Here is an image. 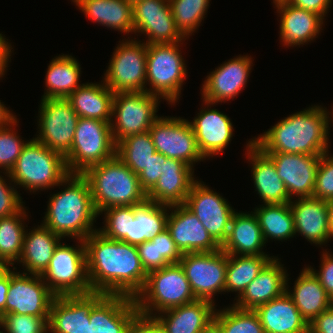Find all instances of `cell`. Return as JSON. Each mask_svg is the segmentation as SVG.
Wrapping results in <instances>:
<instances>
[{
    "instance_id": "28",
    "label": "cell",
    "mask_w": 333,
    "mask_h": 333,
    "mask_svg": "<svg viewBox=\"0 0 333 333\" xmlns=\"http://www.w3.org/2000/svg\"><path fill=\"white\" fill-rule=\"evenodd\" d=\"M246 149V157L249 159V164H252L254 190L257 191L261 201L263 200L264 204L289 203L291 199L273 161L253 144V139L248 140Z\"/></svg>"
},
{
    "instance_id": "57",
    "label": "cell",
    "mask_w": 333,
    "mask_h": 333,
    "mask_svg": "<svg viewBox=\"0 0 333 333\" xmlns=\"http://www.w3.org/2000/svg\"><path fill=\"white\" fill-rule=\"evenodd\" d=\"M10 287V269L0 277V318L6 315V301Z\"/></svg>"
},
{
    "instance_id": "35",
    "label": "cell",
    "mask_w": 333,
    "mask_h": 333,
    "mask_svg": "<svg viewBox=\"0 0 333 333\" xmlns=\"http://www.w3.org/2000/svg\"><path fill=\"white\" fill-rule=\"evenodd\" d=\"M101 82L82 83L67 99L79 117L111 123L114 93Z\"/></svg>"
},
{
    "instance_id": "60",
    "label": "cell",
    "mask_w": 333,
    "mask_h": 333,
    "mask_svg": "<svg viewBox=\"0 0 333 333\" xmlns=\"http://www.w3.org/2000/svg\"><path fill=\"white\" fill-rule=\"evenodd\" d=\"M328 212H329V227L330 233L333 238V200L327 201Z\"/></svg>"
},
{
    "instance_id": "21",
    "label": "cell",
    "mask_w": 333,
    "mask_h": 333,
    "mask_svg": "<svg viewBox=\"0 0 333 333\" xmlns=\"http://www.w3.org/2000/svg\"><path fill=\"white\" fill-rule=\"evenodd\" d=\"M275 164L289 198L313 197L316 172L321 156L290 153H265Z\"/></svg>"
},
{
    "instance_id": "40",
    "label": "cell",
    "mask_w": 333,
    "mask_h": 333,
    "mask_svg": "<svg viewBox=\"0 0 333 333\" xmlns=\"http://www.w3.org/2000/svg\"><path fill=\"white\" fill-rule=\"evenodd\" d=\"M24 206L18 213L0 218V260L13 267L23 251L25 222L28 215ZM27 216V217H26ZM23 221V223H22Z\"/></svg>"
},
{
    "instance_id": "63",
    "label": "cell",
    "mask_w": 333,
    "mask_h": 333,
    "mask_svg": "<svg viewBox=\"0 0 333 333\" xmlns=\"http://www.w3.org/2000/svg\"><path fill=\"white\" fill-rule=\"evenodd\" d=\"M126 1H130L132 4L138 0H126Z\"/></svg>"
},
{
    "instance_id": "32",
    "label": "cell",
    "mask_w": 333,
    "mask_h": 333,
    "mask_svg": "<svg viewBox=\"0 0 333 333\" xmlns=\"http://www.w3.org/2000/svg\"><path fill=\"white\" fill-rule=\"evenodd\" d=\"M63 238L40 224L25 232L23 251L18 261L24 273L42 275L47 269L53 253Z\"/></svg>"
},
{
    "instance_id": "10",
    "label": "cell",
    "mask_w": 333,
    "mask_h": 333,
    "mask_svg": "<svg viewBox=\"0 0 333 333\" xmlns=\"http://www.w3.org/2000/svg\"><path fill=\"white\" fill-rule=\"evenodd\" d=\"M160 99L147 92L114 93L110 123L114 143L117 144L127 136L148 131L159 118L156 113Z\"/></svg>"
},
{
    "instance_id": "34",
    "label": "cell",
    "mask_w": 333,
    "mask_h": 333,
    "mask_svg": "<svg viewBox=\"0 0 333 333\" xmlns=\"http://www.w3.org/2000/svg\"><path fill=\"white\" fill-rule=\"evenodd\" d=\"M170 206L150 200L130 206V227L121 241L138 245L150 240L167 228Z\"/></svg>"
},
{
    "instance_id": "30",
    "label": "cell",
    "mask_w": 333,
    "mask_h": 333,
    "mask_svg": "<svg viewBox=\"0 0 333 333\" xmlns=\"http://www.w3.org/2000/svg\"><path fill=\"white\" fill-rule=\"evenodd\" d=\"M265 244L255 213L235 211L230 221L227 239L221 249L232 255H268L263 251Z\"/></svg>"
},
{
    "instance_id": "4",
    "label": "cell",
    "mask_w": 333,
    "mask_h": 333,
    "mask_svg": "<svg viewBox=\"0 0 333 333\" xmlns=\"http://www.w3.org/2000/svg\"><path fill=\"white\" fill-rule=\"evenodd\" d=\"M82 175L89 183L98 215L111 207L133 206L147 199L138 175L116 155L110 160L89 167Z\"/></svg>"
},
{
    "instance_id": "56",
    "label": "cell",
    "mask_w": 333,
    "mask_h": 333,
    "mask_svg": "<svg viewBox=\"0 0 333 333\" xmlns=\"http://www.w3.org/2000/svg\"><path fill=\"white\" fill-rule=\"evenodd\" d=\"M12 49L11 43L0 33V78L4 77L8 63L11 62Z\"/></svg>"
},
{
    "instance_id": "55",
    "label": "cell",
    "mask_w": 333,
    "mask_h": 333,
    "mask_svg": "<svg viewBox=\"0 0 333 333\" xmlns=\"http://www.w3.org/2000/svg\"><path fill=\"white\" fill-rule=\"evenodd\" d=\"M309 333H333V309L331 307L309 323Z\"/></svg>"
},
{
    "instance_id": "43",
    "label": "cell",
    "mask_w": 333,
    "mask_h": 333,
    "mask_svg": "<svg viewBox=\"0 0 333 333\" xmlns=\"http://www.w3.org/2000/svg\"><path fill=\"white\" fill-rule=\"evenodd\" d=\"M211 0H169L176 27L189 38L207 14Z\"/></svg>"
},
{
    "instance_id": "38",
    "label": "cell",
    "mask_w": 333,
    "mask_h": 333,
    "mask_svg": "<svg viewBox=\"0 0 333 333\" xmlns=\"http://www.w3.org/2000/svg\"><path fill=\"white\" fill-rule=\"evenodd\" d=\"M259 206L253 212L258 218L265 243L268 239L284 241L296 235L289 203Z\"/></svg>"
},
{
    "instance_id": "48",
    "label": "cell",
    "mask_w": 333,
    "mask_h": 333,
    "mask_svg": "<svg viewBox=\"0 0 333 333\" xmlns=\"http://www.w3.org/2000/svg\"><path fill=\"white\" fill-rule=\"evenodd\" d=\"M0 173L4 174L5 172L0 171ZM4 175L6 177L0 174V218L16 214L24 207L23 198L10 179L9 173ZM7 177L8 179H5ZM7 181L9 182L8 184L6 183Z\"/></svg>"
},
{
    "instance_id": "41",
    "label": "cell",
    "mask_w": 333,
    "mask_h": 333,
    "mask_svg": "<svg viewBox=\"0 0 333 333\" xmlns=\"http://www.w3.org/2000/svg\"><path fill=\"white\" fill-rule=\"evenodd\" d=\"M155 153L149 130L127 136L116 144V156L136 175L145 169Z\"/></svg>"
},
{
    "instance_id": "49",
    "label": "cell",
    "mask_w": 333,
    "mask_h": 333,
    "mask_svg": "<svg viewBox=\"0 0 333 333\" xmlns=\"http://www.w3.org/2000/svg\"><path fill=\"white\" fill-rule=\"evenodd\" d=\"M150 241L156 242L157 270L169 264L180 262L183 254L178 249L167 228L155 237H152Z\"/></svg>"
},
{
    "instance_id": "19",
    "label": "cell",
    "mask_w": 333,
    "mask_h": 333,
    "mask_svg": "<svg viewBox=\"0 0 333 333\" xmlns=\"http://www.w3.org/2000/svg\"><path fill=\"white\" fill-rule=\"evenodd\" d=\"M249 55H239L215 68L202 84V98L214 105L230 101L246 87L253 63Z\"/></svg>"
},
{
    "instance_id": "29",
    "label": "cell",
    "mask_w": 333,
    "mask_h": 333,
    "mask_svg": "<svg viewBox=\"0 0 333 333\" xmlns=\"http://www.w3.org/2000/svg\"><path fill=\"white\" fill-rule=\"evenodd\" d=\"M254 311L259 316L264 333H309V323L286 292Z\"/></svg>"
},
{
    "instance_id": "64",
    "label": "cell",
    "mask_w": 333,
    "mask_h": 333,
    "mask_svg": "<svg viewBox=\"0 0 333 333\" xmlns=\"http://www.w3.org/2000/svg\"><path fill=\"white\" fill-rule=\"evenodd\" d=\"M330 307L333 309V300L331 301V306Z\"/></svg>"
},
{
    "instance_id": "9",
    "label": "cell",
    "mask_w": 333,
    "mask_h": 333,
    "mask_svg": "<svg viewBox=\"0 0 333 333\" xmlns=\"http://www.w3.org/2000/svg\"><path fill=\"white\" fill-rule=\"evenodd\" d=\"M76 246L60 242L41 275L56 296L92 292L87 278L84 240L78 239Z\"/></svg>"
},
{
    "instance_id": "31",
    "label": "cell",
    "mask_w": 333,
    "mask_h": 333,
    "mask_svg": "<svg viewBox=\"0 0 333 333\" xmlns=\"http://www.w3.org/2000/svg\"><path fill=\"white\" fill-rule=\"evenodd\" d=\"M215 303L195 300L163 311L154 317L165 333H200L214 319Z\"/></svg>"
},
{
    "instance_id": "11",
    "label": "cell",
    "mask_w": 333,
    "mask_h": 333,
    "mask_svg": "<svg viewBox=\"0 0 333 333\" xmlns=\"http://www.w3.org/2000/svg\"><path fill=\"white\" fill-rule=\"evenodd\" d=\"M128 39L119 41L104 73L103 82L113 93L146 92L147 45Z\"/></svg>"
},
{
    "instance_id": "24",
    "label": "cell",
    "mask_w": 333,
    "mask_h": 333,
    "mask_svg": "<svg viewBox=\"0 0 333 333\" xmlns=\"http://www.w3.org/2000/svg\"><path fill=\"white\" fill-rule=\"evenodd\" d=\"M295 234L311 244L322 246L331 239L327 201L314 197L298 198L289 202Z\"/></svg>"
},
{
    "instance_id": "25",
    "label": "cell",
    "mask_w": 333,
    "mask_h": 333,
    "mask_svg": "<svg viewBox=\"0 0 333 333\" xmlns=\"http://www.w3.org/2000/svg\"><path fill=\"white\" fill-rule=\"evenodd\" d=\"M279 260V261H278ZM278 257L272 258L258 276L234 299L233 306L255 310L258 306L281 296L286 291L287 270Z\"/></svg>"
},
{
    "instance_id": "54",
    "label": "cell",
    "mask_w": 333,
    "mask_h": 333,
    "mask_svg": "<svg viewBox=\"0 0 333 333\" xmlns=\"http://www.w3.org/2000/svg\"><path fill=\"white\" fill-rule=\"evenodd\" d=\"M288 4L319 15L323 20L332 6V0H285Z\"/></svg>"
},
{
    "instance_id": "7",
    "label": "cell",
    "mask_w": 333,
    "mask_h": 333,
    "mask_svg": "<svg viewBox=\"0 0 333 333\" xmlns=\"http://www.w3.org/2000/svg\"><path fill=\"white\" fill-rule=\"evenodd\" d=\"M183 42L147 45L146 92L174 105L181 97L187 78L185 59L180 45ZM180 48V50H179Z\"/></svg>"
},
{
    "instance_id": "59",
    "label": "cell",
    "mask_w": 333,
    "mask_h": 333,
    "mask_svg": "<svg viewBox=\"0 0 333 333\" xmlns=\"http://www.w3.org/2000/svg\"><path fill=\"white\" fill-rule=\"evenodd\" d=\"M200 333H223L221 327L213 320Z\"/></svg>"
},
{
    "instance_id": "6",
    "label": "cell",
    "mask_w": 333,
    "mask_h": 333,
    "mask_svg": "<svg viewBox=\"0 0 333 333\" xmlns=\"http://www.w3.org/2000/svg\"><path fill=\"white\" fill-rule=\"evenodd\" d=\"M195 300L180 263L149 272L143 290L135 297L138 312L153 317Z\"/></svg>"
},
{
    "instance_id": "44",
    "label": "cell",
    "mask_w": 333,
    "mask_h": 333,
    "mask_svg": "<svg viewBox=\"0 0 333 333\" xmlns=\"http://www.w3.org/2000/svg\"><path fill=\"white\" fill-rule=\"evenodd\" d=\"M17 123L19 121L16 118L9 125L0 128V169L4 170L5 173L12 170L23 148L30 141L22 140L18 132L15 131L16 129L13 127L18 126Z\"/></svg>"
},
{
    "instance_id": "13",
    "label": "cell",
    "mask_w": 333,
    "mask_h": 333,
    "mask_svg": "<svg viewBox=\"0 0 333 333\" xmlns=\"http://www.w3.org/2000/svg\"><path fill=\"white\" fill-rule=\"evenodd\" d=\"M227 262L228 254L222 249L183 254L179 263L196 299L214 303V296L225 292Z\"/></svg>"
},
{
    "instance_id": "3",
    "label": "cell",
    "mask_w": 333,
    "mask_h": 333,
    "mask_svg": "<svg viewBox=\"0 0 333 333\" xmlns=\"http://www.w3.org/2000/svg\"><path fill=\"white\" fill-rule=\"evenodd\" d=\"M64 190L50 195L42 225L63 239L85 240L98 231L94 222L99 216L92 200L88 181L82 174H69Z\"/></svg>"
},
{
    "instance_id": "27",
    "label": "cell",
    "mask_w": 333,
    "mask_h": 333,
    "mask_svg": "<svg viewBox=\"0 0 333 333\" xmlns=\"http://www.w3.org/2000/svg\"><path fill=\"white\" fill-rule=\"evenodd\" d=\"M195 181L192 167L180 160L167 158L163 173L146 194L147 200L168 206L184 204Z\"/></svg>"
},
{
    "instance_id": "47",
    "label": "cell",
    "mask_w": 333,
    "mask_h": 333,
    "mask_svg": "<svg viewBox=\"0 0 333 333\" xmlns=\"http://www.w3.org/2000/svg\"><path fill=\"white\" fill-rule=\"evenodd\" d=\"M313 197L324 201L333 200V154H329V151L320 157Z\"/></svg>"
},
{
    "instance_id": "17",
    "label": "cell",
    "mask_w": 333,
    "mask_h": 333,
    "mask_svg": "<svg viewBox=\"0 0 333 333\" xmlns=\"http://www.w3.org/2000/svg\"><path fill=\"white\" fill-rule=\"evenodd\" d=\"M133 34H145L146 45L183 42L187 38L176 27L169 0H138L132 4Z\"/></svg>"
},
{
    "instance_id": "12",
    "label": "cell",
    "mask_w": 333,
    "mask_h": 333,
    "mask_svg": "<svg viewBox=\"0 0 333 333\" xmlns=\"http://www.w3.org/2000/svg\"><path fill=\"white\" fill-rule=\"evenodd\" d=\"M38 113L39 134L34 139L65 157L70 152L79 119L70 101L41 98Z\"/></svg>"
},
{
    "instance_id": "39",
    "label": "cell",
    "mask_w": 333,
    "mask_h": 333,
    "mask_svg": "<svg viewBox=\"0 0 333 333\" xmlns=\"http://www.w3.org/2000/svg\"><path fill=\"white\" fill-rule=\"evenodd\" d=\"M275 256L228 254L225 278V292H237L239 297L244 289L258 276L264 266Z\"/></svg>"
},
{
    "instance_id": "22",
    "label": "cell",
    "mask_w": 333,
    "mask_h": 333,
    "mask_svg": "<svg viewBox=\"0 0 333 333\" xmlns=\"http://www.w3.org/2000/svg\"><path fill=\"white\" fill-rule=\"evenodd\" d=\"M202 101L205 106L189 122L193 128L199 152L206 159L224 153L234 136V129L228 115L212 109L214 105L211 102Z\"/></svg>"
},
{
    "instance_id": "33",
    "label": "cell",
    "mask_w": 333,
    "mask_h": 333,
    "mask_svg": "<svg viewBox=\"0 0 333 333\" xmlns=\"http://www.w3.org/2000/svg\"><path fill=\"white\" fill-rule=\"evenodd\" d=\"M288 276L285 292L308 323L330 308L332 299L327 295L320 281L306 266L302 272L300 271L292 290L289 289Z\"/></svg>"
},
{
    "instance_id": "52",
    "label": "cell",
    "mask_w": 333,
    "mask_h": 333,
    "mask_svg": "<svg viewBox=\"0 0 333 333\" xmlns=\"http://www.w3.org/2000/svg\"><path fill=\"white\" fill-rule=\"evenodd\" d=\"M128 333H165V331L155 317L138 313L132 319Z\"/></svg>"
},
{
    "instance_id": "8",
    "label": "cell",
    "mask_w": 333,
    "mask_h": 333,
    "mask_svg": "<svg viewBox=\"0 0 333 333\" xmlns=\"http://www.w3.org/2000/svg\"><path fill=\"white\" fill-rule=\"evenodd\" d=\"M116 155L111 125L98 119L79 117L70 152L65 156L70 174H82L89 167Z\"/></svg>"
},
{
    "instance_id": "46",
    "label": "cell",
    "mask_w": 333,
    "mask_h": 333,
    "mask_svg": "<svg viewBox=\"0 0 333 333\" xmlns=\"http://www.w3.org/2000/svg\"><path fill=\"white\" fill-rule=\"evenodd\" d=\"M48 319L34 315L10 313L0 318V328L5 333H48Z\"/></svg>"
},
{
    "instance_id": "2",
    "label": "cell",
    "mask_w": 333,
    "mask_h": 333,
    "mask_svg": "<svg viewBox=\"0 0 333 333\" xmlns=\"http://www.w3.org/2000/svg\"><path fill=\"white\" fill-rule=\"evenodd\" d=\"M329 111L311 105L285 117L258 137L253 144L263 153L321 156L329 151Z\"/></svg>"
},
{
    "instance_id": "50",
    "label": "cell",
    "mask_w": 333,
    "mask_h": 333,
    "mask_svg": "<svg viewBox=\"0 0 333 333\" xmlns=\"http://www.w3.org/2000/svg\"><path fill=\"white\" fill-rule=\"evenodd\" d=\"M166 159L165 155L156 152L145 169L138 174L140 186L146 194L155 186L160 175L163 173Z\"/></svg>"
},
{
    "instance_id": "26",
    "label": "cell",
    "mask_w": 333,
    "mask_h": 333,
    "mask_svg": "<svg viewBox=\"0 0 333 333\" xmlns=\"http://www.w3.org/2000/svg\"><path fill=\"white\" fill-rule=\"evenodd\" d=\"M138 313L134 298L105 294L90 311L91 333H128Z\"/></svg>"
},
{
    "instance_id": "15",
    "label": "cell",
    "mask_w": 333,
    "mask_h": 333,
    "mask_svg": "<svg viewBox=\"0 0 333 333\" xmlns=\"http://www.w3.org/2000/svg\"><path fill=\"white\" fill-rule=\"evenodd\" d=\"M10 268V287L6 301V314L34 315L49 319L50 307L56 295L41 275L15 272Z\"/></svg>"
},
{
    "instance_id": "18",
    "label": "cell",
    "mask_w": 333,
    "mask_h": 333,
    "mask_svg": "<svg viewBox=\"0 0 333 333\" xmlns=\"http://www.w3.org/2000/svg\"><path fill=\"white\" fill-rule=\"evenodd\" d=\"M102 292L56 296L50 307L48 333H91L90 311Z\"/></svg>"
},
{
    "instance_id": "45",
    "label": "cell",
    "mask_w": 333,
    "mask_h": 333,
    "mask_svg": "<svg viewBox=\"0 0 333 333\" xmlns=\"http://www.w3.org/2000/svg\"><path fill=\"white\" fill-rule=\"evenodd\" d=\"M104 212V213H103ZM104 226L98 228V232L111 240H122L129 234L130 206L111 207L103 210Z\"/></svg>"
},
{
    "instance_id": "14",
    "label": "cell",
    "mask_w": 333,
    "mask_h": 333,
    "mask_svg": "<svg viewBox=\"0 0 333 333\" xmlns=\"http://www.w3.org/2000/svg\"><path fill=\"white\" fill-rule=\"evenodd\" d=\"M156 152L177 159L194 168L206 160L199 152L189 120L182 117L159 116L149 129Z\"/></svg>"
},
{
    "instance_id": "20",
    "label": "cell",
    "mask_w": 333,
    "mask_h": 333,
    "mask_svg": "<svg viewBox=\"0 0 333 333\" xmlns=\"http://www.w3.org/2000/svg\"><path fill=\"white\" fill-rule=\"evenodd\" d=\"M170 211L167 229L182 254L214 252L221 249L198 217L184 204L172 205Z\"/></svg>"
},
{
    "instance_id": "5",
    "label": "cell",
    "mask_w": 333,
    "mask_h": 333,
    "mask_svg": "<svg viewBox=\"0 0 333 333\" xmlns=\"http://www.w3.org/2000/svg\"><path fill=\"white\" fill-rule=\"evenodd\" d=\"M69 174L65 157L36 141L34 137L23 148L9 172L17 188L22 187L33 194L38 190L64 186V180Z\"/></svg>"
},
{
    "instance_id": "53",
    "label": "cell",
    "mask_w": 333,
    "mask_h": 333,
    "mask_svg": "<svg viewBox=\"0 0 333 333\" xmlns=\"http://www.w3.org/2000/svg\"><path fill=\"white\" fill-rule=\"evenodd\" d=\"M139 257L143 268L148 274L151 271L157 270V250L156 242L150 240L137 245Z\"/></svg>"
},
{
    "instance_id": "51",
    "label": "cell",
    "mask_w": 333,
    "mask_h": 333,
    "mask_svg": "<svg viewBox=\"0 0 333 333\" xmlns=\"http://www.w3.org/2000/svg\"><path fill=\"white\" fill-rule=\"evenodd\" d=\"M322 253V260L319 266L321 269L317 271L311 266H307V268L320 281L327 295L333 300V254L329 253L327 249L323 250Z\"/></svg>"
},
{
    "instance_id": "37",
    "label": "cell",
    "mask_w": 333,
    "mask_h": 333,
    "mask_svg": "<svg viewBox=\"0 0 333 333\" xmlns=\"http://www.w3.org/2000/svg\"><path fill=\"white\" fill-rule=\"evenodd\" d=\"M81 65L71 55H58L54 57L45 76V92L42 99L67 98L79 88Z\"/></svg>"
},
{
    "instance_id": "58",
    "label": "cell",
    "mask_w": 333,
    "mask_h": 333,
    "mask_svg": "<svg viewBox=\"0 0 333 333\" xmlns=\"http://www.w3.org/2000/svg\"><path fill=\"white\" fill-rule=\"evenodd\" d=\"M0 100V128L9 125L17 117Z\"/></svg>"
},
{
    "instance_id": "1",
    "label": "cell",
    "mask_w": 333,
    "mask_h": 333,
    "mask_svg": "<svg viewBox=\"0 0 333 333\" xmlns=\"http://www.w3.org/2000/svg\"><path fill=\"white\" fill-rule=\"evenodd\" d=\"M84 244L91 291L135 299L147 280L137 246L108 239L98 231L89 235Z\"/></svg>"
},
{
    "instance_id": "42",
    "label": "cell",
    "mask_w": 333,
    "mask_h": 333,
    "mask_svg": "<svg viewBox=\"0 0 333 333\" xmlns=\"http://www.w3.org/2000/svg\"><path fill=\"white\" fill-rule=\"evenodd\" d=\"M223 333H264L258 314L254 310H245L229 305L216 308L214 319Z\"/></svg>"
},
{
    "instance_id": "61",
    "label": "cell",
    "mask_w": 333,
    "mask_h": 333,
    "mask_svg": "<svg viewBox=\"0 0 333 333\" xmlns=\"http://www.w3.org/2000/svg\"><path fill=\"white\" fill-rule=\"evenodd\" d=\"M10 266L3 260H0V277H2L8 270Z\"/></svg>"
},
{
    "instance_id": "16",
    "label": "cell",
    "mask_w": 333,
    "mask_h": 333,
    "mask_svg": "<svg viewBox=\"0 0 333 333\" xmlns=\"http://www.w3.org/2000/svg\"><path fill=\"white\" fill-rule=\"evenodd\" d=\"M184 205L201 221L212 238L222 246L226 241L235 209L223 196L199 179L192 184Z\"/></svg>"
},
{
    "instance_id": "62",
    "label": "cell",
    "mask_w": 333,
    "mask_h": 333,
    "mask_svg": "<svg viewBox=\"0 0 333 333\" xmlns=\"http://www.w3.org/2000/svg\"><path fill=\"white\" fill-rule=\"evenodd\" d=\"M329 115H330V119H329V121H330V126H331V121L333 122V109H332V111L329 113ZM332 115V116H331ZM332 117V118H331Z\"/></svg>"
},
{
    "instance_id": "36",
    "label": "cell",
    "mask_w": 333,
    "mask_h": 333,
    "mask_svg": "<svg viewBox=\"0 0 333 333\" xmlns=\"http://www.w3.org/2000/svg\"><path fill=\"white\" fill-rule=\"evenodd\" d=\"M92 22L129 34L133 31L132 3L126 0H72Z\"/></svg>"
},
{
    "instance_id": "23",
    "label": "cell",
    "mask_w": 333,
    "mask_h": 333,
    "mask_svg": "<svg viewBox=\"0 0 333 333\" xmlns=\"http://www.w3.org/2000/svg\"><path fill=\"white\" fill-rule=\"evenodd\" d=\"M280 17V39L283 46L304 45L318 37L324 20L317 14L288 4L285 0H273Z\"/></svg>"
}]
</instances>
